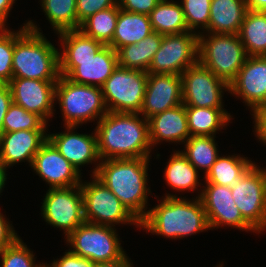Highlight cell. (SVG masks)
Returning a JSON list of instances; mask_svg holds the SVG:
<instances>
[{"mask_svg": "<svg viewBox=\"0 0 266 267\" xmlns=\"http://www.w3.org/2000/svg\"><path fill=\"white\" fill-rule=\"evenodd\" d=\"M96 123L101 160L151 157L149 122L143 115L108 111Z\"/></svg>", "mask_w": 266, "mask_h": 267, "instance_id": "6da1fadb", "label": "cell"}, {"mask_svg": "<svg viewBox=\"0 0 266 267\" xmlns=\"http://www.w3.org/2000/svg\"><path fill=\"white\" fill-rule=\"evenodd\" d=\"M160 203L147 210L140 228L157 236L177 240L210 230L206 212L200 198H182L166 193Z\"/></svg>", "mask_w": 266, "mask_h": 267, "instance_id": "7a4b0ae2", "label": "cell"}, {"mask_svg": "<svg viewBox=\"0 0 266 267\" xmlns=\"http://www.w3.org/2000/svg\"><path fill=\"white\" fill-rule=\"evenodd\" d=\"M149 162L150 157L101 160L96 174L139 221L148 212Z\"/></svg>", "mask_w": 266, "mask_h": 267, "instance_id": "3957f363", "label": "cell"}, {"mask_svg": "<svg viewBox=\"0 0 266 267\" xmlns=\"http://www.w3.org/2000/svg\"><path fill=\"white\" fill-rule=\"evenodd\" d=\"M14 31L13 78L58 80L59 51L33 20ZM59 50V51H58Z\"/></svg>", "mask_w": 266, "mask_h": 267, "instance_id": "277c9868", "label": "cell"}, {"mask_svg": "<svg viewBox=\"0 0 266 267\" xmlns=\"http://www.w3.org/2000/svg\"><path fill=\"white\" fill-rule=\"evenodd\" d=\"M55 101L64 126H79L95 119L98 122L108 112L100 87L74 83L63 75L56 82Z\"/></svg>", "mask_w": 266, "mask_h": 267, "instance_id": "5b68a950", "label": "cell"}, {"mask_svg": "<svg viewBox=\"0 0 266 267\" xmlns=\"http://www.w3.org/2000/svg\"><path fill=\"white\" fill-rule=\"evenodd\" d=\"M246 58L238 34L198 33V61L228 85Z\"/></svg>", "mask_w": 266, "mask_h": 267, "instance_id": "8992f818", "label": "cell"}, {"mask_svg": "<svg viewBox=\"0 0 266 267\" xmlns=\"http://www.w3.org/2000/svg\"><path fill=\"white\" fill-rule=\"evenodd\" d=\"M80 186L83 195L85 222L96 225L115 227L119 224H129L140 228V221L112 193V191L96 176Z\"/></svg>", "mask_w": 266, "mask_h": 267, "instance_id": "52a82bcc", "label": "cell"}, {"mask_svg": "<svg viewBox=\"0 0 266 267\" xmlns=\"http://www.w3.org/2000/svg\"><path fill=\"white\" fill-rule=\"evenodd\" d=\"M72 253L94 264L120 259L126 251L121 246L115 227L84 222L66 238Z\"/></svg>", "mask_w": 266, "mask_h": 267, "instance_id": "ba28073f", "label": "cell"}, {"mask_svg": "<svg viewBox=\"0 0 266 267\" xmlns=\"http://www.w3.org/2000/svg\"><path fill=\"white\" fill-rule=\"evenodd\" d=\"M147 78V72L118 65L101 87L107 110L140 114Z\"/></svg>", "mask_w": 266, "mask_h": 267, "instance_id": "9c48e42d", "label": "cell"}, {"mask_svg": "<svg viewBox=\"0 0 266 267\" xmlns=\"http://www.w3.org/2000/svg\"><path fill=\"white\" fill-rule=\"evenodd\" d=\"M258 166L254 163L230 188L243 218L261 233L266 230V167Z\"/></svg>", "mask_w": 266, "mask_h": 267, "instance_id": "30bf717a", "label": "cell"}, {"mask_svg": "<svg viewBox=\"0 0 266 267\" xmlns=\"http://www.w3.org/2000/svg\"><path fill=\"white\" fill-rule=\"evenodd\" d=\"M41 202L43 220L63 230L65 238L85 222L81 186L49 188Z\"/></svg>", "mask_w": 266, "mask_h": 267, "instance_id": "8fae6325", "label": "cell"}, {"mask_svg": "<svg viewBox=\"0 0 266 267\" xmlns=\"http://www.w3.org/2000/svg\"><path fill=\"white\" fill-rule=\"evenodd\" d=\"M198 33L163 35L147 73L181 75L198 62Z\"/></svg>", "mask_w": 266, "mask_h": 267, "instance_id": "7c38bea8", "label": "cell"}, {"mask_svg": "<svg viewBox=\"0 0 266 267\" xmlns=\"http://www.w3.org/2000/svg\"><path fill=\"white\" fill-rule=\"evenodd\" d=\"M182 95L185 106L223 108L224 91L229 85L199 61L182 74Z\"/></svg>", "mask_w": 266, "mask_h": 267, "instance_id": "4fadbf2b", "label": "cell"}, {"mask_svg": "<svg viewBox=\"0 0 266 267\" xmlns=\"http://www.w3.org/2000/svg\"><path fill=\"white\" fill-rule=\"evenodd\" d=\"M118 66V54L104 45L95 56L59 58V73L78 84L102 87Z\"/></svg>", "mask_w": 266, "mask_h": 267, "instance_id": "5bb4252c", "label": "cell"}, {"mask_svg": "<svg viewBox=\"0 0 266 267\" xmlns=\"http://www.w3.org/2000/svg\"><path fill=\"white\" fill-rule=\"evenodd\" d=\"M203 187L196 197L200 198L203 203L210 230L229 226L246 232L258 233L243 218L234 202L230 187L217 184H206Z\"/></svg>", "mask_w": 266, "mask_h": 267, "instance_id": "9a60e30c", "label": "cell"}, {"mask_svg": "<svg viewBox=\"0 0 266 267\" xmlns=\"http://www.w3.org/2000/svg\"><path fill=\"white\" fill-rule=\"evenodd\" d=\"M228 93L242 98L252 113L261 111L266 106V56H247Z\"/></svg>", "mask_w": 266, "mask_h": 267, "instance_id": "2e32d148", "label": "cell"}, {"mask_svg": "<svg viewBox=\"0 0 266 267\" xmlns=\"http://www.w3.org/2000/svg\"><path fill=\"white\" fill-rule=\"evenodd\" d=\"M58 80L12 78L8 83L13 103L40 116L47 124L55 113V89Z\"/></svg>", "mask_w": 266, "mask_h": 267, "instance_id": "e0dca14e", "label": "cell"}, {"mask_svg": "<svg viewBox=\"0 0 266 267\" xmlns=\"http://www.w3.org/2000/svg\"><path fill=\"white\" fill-rule=\"evenodd\" d=\"M66 131L48 134V140L56 147L62 156L70 162L79 173L80 168L89 163H95L91 177L96 176L100 156L98 153L96 132L90 134L77 133L75 130L78 126H64ZM99 160V162H98ZM98 162V163H96ZM81 166V167H80Z\"/></svg>", "mask_w": 266, "mask_h": 267, "instance_id": "ac0fdd59", "label": "cell"}, {"mask_svg": "<svg viewBox=\"0 0 266 267\" xmlns=\"http://www.w3.org/2000/svg\"><path fill=\"white\" fill-rule=\"evenodd\" d=\"M31 168L49 184V188H67L82 182V173H79L49 140L36 153Z\"/></svg>", "mask_w": 266, "mask_h": 267, "instance_id": "d6986e66", "label": "cell"}, {"mask_svg": "<svg viewBox=\"0 0 266 267\" xmlns=\"http://www.w3.org/2000/svg\"><path fill=\"white\" fill-rule=\"evenodd\" d=\"M183 103L181 75L148 73L140 114L147 120Z\"/></svg>", "mask_w": 266, "mask_h": 267, "instance_id": "ffe728a7", "label": "cell"}, {"mask_svg": "<svg viewBox=\"0 0 266 267\" xmlns=\"http://www.w3.org/2000/svg\"><path fill=\"white\" fill-rule=\"evenodd\" d=\"M47 130H20L0 134V163L7 169L20 162L31 166L41 146L48 140Z\"/></svg>", "mask_w": 266, "mask_h": 267, "instance_id": "44dd1931", "label": "cell"}, {"mask_svg": "<svg viewBox=\"0 0 266 267\" xmlns=\"http://www.w3.org/2000/svg\"><path fill=\"white\" fill-rule=\"evenodd\" d=\"M151 146L161 142L185 143L191 136L188 129L186 106L182 103L148 119Z\"/></svg>", "mask_w": 266, "mask_h": 267, "instance_id": "7402d4cb", "label": "cell"}, {"mask_svg": "<svg viewBox=\"0 0 266 267\" xmlns=\"http://www.w3.org/2000/svg\"><path fill=\"white\" fill-rule=\"evenodd\" d=\"M247 10L245 0H212L208 27L198 32L238 34Z\"/></svg>", "mask_w": 266, "mask_h": 267, "instance_id": "603a6c76", "label": "cell"}, {"mask_svg": "<svg viewBox=\"0 0 266 267\" xmlns=\"http://www.w3.org/2000/svg\"><path fill=\"white\" fill-rule=\"evenodd\" d=\"M153 32L149 15L119 8L115 32L109 44L116 52L123 46L140 42Z\"/></svg>", "mask_w": 266, "mask_h": 267, "instance_id": "cb8c5ba5", "label": "cell"}, {"mask_svg": "<svg viewBox=\"0 0 266 267\" xmlns=\"http://www.w3.org/2000/svg\"><path fill=\"white\" fill-rule=\"evenodd\" d=\"M163 35L152 32L140 42L121 47L118 51V65L124 68L147 72L159 50Z\"/></svg>", "mask_w": 266, "mask_h": 267, "instance_id": "d4e9b609", "label": "cell"}, {"mask_svg": "<svg viewBox=\"0 0 266 267\" xmlns=\"http://www.w3.org/2000/svg\"><path fill=\"white\" fill-rule=\"evenodd\" d=\"M186 115L191 136H215L232 119L225 108L186 106Z\"/></svg>", "mask_w": 266, "mask_h": 267, "instance_id": "484cf974", "label": "cell"}, {"mask_svg": "<svg viewBox=\"0 0 266 267\" xmlns=\"http://www.w3.org/2000/svg\"><path fill=\"white\" fill-rule=\"evenodd\" d=\"M153 32L162 35L182 34L190 31L185 21L182 4L174 0H161L149 14Z\"/></svg>", "mask_w": 266, "mask_h": 267, "instance_id": "4316f807", "label": "cell"}, {"mask_svg": "<svg viewBox=\"0 0 266 267\" xmlns=\"http://www.w3.org/2000/svg\"><path fill=\"white\" fill-rule=\"evenodd\" d=\"M170 156L164 170L167 186L180 192H190L200 187L199 171L188 161L183 153L178 150L174 151Z\"/></svg>", "mask_w": 266, "mask_h": 267, "instance_id": "83f0119b", "label": "cell"}, {"mask_svg": "<svg viewBox=\"0 0 266 267\" xmlns=\"http://www.w3.org/2000/svg\"><path fill=\"white\" fill-rule=\"evenodd\" d=\"M238 36L247 56H266V12L247 10Z\"/></svg>", "mask_w": 266, "mask_h": 267, "instance_id": "f1b7e54d", "label": "cell"}, {"mask_svg": "<svg viewBox=\"0 0 266 267\" xmlns=\"http://www.w3.org/2000/svg\"><path fill=\"white\" fill-rule=\"evenodd\" d=\"M253 164L248 157H242L240 154L219 156L202 178H205V184L232 187Z\"/></svg>", "mask_w": 266, "mask_h": 267, "instance_id": "f546056e", "label": "cell"}, {"mask_svg": "<svg viewBox=\"0 0 266 267\" xmlns=\"http://www.w3.org/2000/svg\"><path fill=\"white\" fill-rule=\"evenodd\" d=\"M216 136H190L181 151L188 161L199 171L207 174L219 155Z\"/></svg>", "mask_w": 266, "mask_h": 267, "instance_id": "4dcf8cb0", "label": "cell"}, {"mask_svg": "<svg viewBox=\"0 0 266 267\" xmlns=\"http://www.w3.org/2000/svg\"><path fill=\"white\" fill-rule=\"evenodd\" d=\"M119 5L96 12L87 18L81 25V30L86 36L109 45L115 32Z\"/></svg>", "mask_w": 266, "mask_h": 267, "instance_id": "1f68e13d", "label": "cell"}, {"mask_svg": "<svg viewBox=\"0 0 266 267\" xmlns=\"http://www.w3.org/2000/svg\"><path fill=\"white\" fill-rule=\"evenodd\" d=\"M58 38L62 42L59 58L92 57L104 46L101 42L86 36L79 29L60 32Z\"/></svg>", "mask_w": 266, "mask_h": 267, "instance_id": "d6a6232c", "label": "cell"}, {"mask_svg": "<svg viewBox=\"0 0 266 267\" xmlns=\"http://www.w3.org/2000/svg\"><path fill=\"white\" fill-rule=\"evenodd\" d=\"M39 2L56 34L77 29L76 0H41Z\"/></svg>", "mask_w": 266, "mask_h": 267, "instance_id": "836d02e7", "label": "cell"}, {"mask_svg": "<svg viewBox=\"0 0 266 267\" xmlns=\"http://www.w3.org/2000/svg\"><path fill=\"white\" fill-rule=\"evenodd\" d=\"M47 123L37 114L28 112L23 107L12 103L6 113L2 133L20 130H46Z\"/></svg>", "mask_w": 266, "mask_h": 267, "instance_id": "e575fe53", "label": "cell"}, {"mask_svg": "<svg viewBox=\"0 0 266 267\" xmlns=\"http://www.w3.org/2000/svg\"><path fill=\"white\" fill-rule=\"evenodd\" d=\"M33 251L18 237L11 245L0 251V267H42L36 264Z\"/></svg>", "mask_w": 266, "mask_h": 267, "instance_id": "d590c367", "label": "cell"}, {"mask_svg": "<svg viewBox=\"0 0 266 267\" xmlns=\"http://www.w3.org/2000/svg\"><path fill=\"white\" fill-rule=\"evenodd\" d=\"M212 0H181L184 17L188 29L196 32L201 29L203 32L208 27L210 17V6ZM196 30V31H195Z\"/></svg>", "mask_w": 266, "mask_h": 267, "instance_id": "8d00e7d4", "label": "cell"}, {"mask_svg": "<svg viewBox=\"0 0 266 267\" xmlns=\"http://www.w3.org/2000/svg\"><path fill=\"white\" fill-rule=\"evenodd\" d=\"M13 52L14 31L0 27V83L8 84L13 78Z\"/></svg>", "mask_w": 266, "mask_h": 267, "instance_id": "74e56055", "label": "cell"}, {"mask_svg": "<svg viewBox=\"0 0 266 267\" xmlns=\"http://www.w3.org/2000/svg\"><path fill=\"white\" fill-rule=\"evenodd\" d=\"M117 4L118 0H76L77 29L91 15Z\"/></svg>", "mask_w": 266, "mask_h": 267, "instance_id": "f35d334b", "label": "cell"}, {"mask_svg": "<svg viewBox=\"0 0 266 267\" xmlns=\"http://www.w3.org/2000/svg\"><path fill=\"white\" fill-rule=\"evenodd\" d=\"M161 0H118L119 8L131 12L149 15Z\"/></svg>", "mask_w": 266, "mask_h": 267, "instance_id": "ab89813d", "label": "cell"}, {"mask_svg": "<svg viewBox=\"0 0 266 267\" xmlns=\"http://www.w3.org/2000/svg\"><path fill=\"white\" fill-rule=\"evenodd\" d=\"M49 267H94V263L89 259L84 257H80L74 253H72L69 249L64 252V255L53 259L51 264H47Z\"/></svg>", "mask_w": 266, "mask_h": 267, "instance_id": "60d3db41", "label": "cell"}, {"mask_svg": "<svg viewBox=\"0 0 266 267\" xmlns=\"http://www.w3.org/2000/svg\"><path fill=\"white\" fill-rule=\"evenodd\" d=\"M18 237L13 225L0 211V251L11 245Z\"/></svg>", "mask_w": 266, "mask_h": 267, "instance_id": "b9f144b4", "label": "cell"}, {"mask_svg": "<svg viewBox=\"0 0 266 267\" xmlns=\"http://www.w3.org/2000/svg\"><path fill=\"white\" fill-rule=\"evenodd\" d=\"M12 103V92L9 84L0 83V134L2 133L4 117Z\"/></svg>", "mask_w": 266, "mask_h": 267, "instance_id": "7bdbcfd3", "label": "cell"}, {"mask_svg": "<svg viewBox=\"0 0 266 267\" xmlns=\"http://www.w3.org/2000/svg\"><path fill=\"white\" fill-rule=\"evenodd\" d=\"M254 119V134L255 136L266 145V113L256 112L251 114Z\"/></svg>", "mask_w": 266, "mask_h": 267, "instance_id": "ee69618b", "label": "cell"}, {"mask_svg": "<svg viewBox=\"0 0 266 267\" xmlns=\"http://www.w3.org/2000/svg\"><path fill=\"white\" fill-rule=\"evenodd\" d=\"M125 253L120 259L100 262L94 264V267H133V262L129 256Z\"/></svg>", "mask_w": 266, "mask_h": 267, "instance_id": "f6af8a7d", "label": "cell"}, {"mask_svg": "<svg viewBox=\"0 0 266 267\" xmlns=\"http://www.w3.org/2000/svg\"><path fill=\"white\" fill-rule=\"evenodd\" d=\"M16 0H0V27H6V19Z\"/></svg>", "mask_w": 266, "mask_h": 267, "instance_id": "bcb514c9", "label": "cell"}, {"mask_svg": "<svg viewBox=\"0 0 266 267\" xmlns=\"http://www.w3.org/2000/svg\"><path fill=\"white\" fill-rule=\"evenodd\" d=\"M248 10L266 12V0H245Z\"/></svg>", "mask_w": 266, "mask_h": 267, "instance_id": "7dc6e473", "label": "cell"}, {"mask_svg": "<svg viewBox=\"0 0 266 267\" xmlns=\"http://www.w3.org/2000/svg\"><path fill=\"white\" fill-rule=\"evenodd\" d=\"M7 169L0 163V194L2 193L3 189L5 188L6 181H7Z\"/></svg>", "mask_w": 266, "mask_h": 267, "instance_id": "c3c4849f", "label": "cell"}, {"mask_svg": "<svg viewBox=\"0 0 266 267\" xmlns=\"http://www.w3.org/2000/svg\"><path fill=\"white\" fill-rule=\"evenodd\" d=\"M261 112L266 113V106L261 110Z\"/></svg>", "mask_w": 266, "mask_h": 267, "instance_id": "681fc988", "label": "cell"}, {"mask_svg": "<svg viewBox=\"0 0 266 267\" xmlns=\"http://www.w3.org/2000/svg\"><path fill=\"white\" fill-rule=\"evenodd\" d=\"M222 263V264H221ZM217 267H223V261Z\"/></svg>", "mask_w": 266, "mask_h": 267, "instance_id": "f907efd6", "label": "cell"}, {"mask_svg": "<svg viewBox=\"0 0 266 267\" xmlns=\"http://www.w3.org/2000/svg\"><path fill=\"white\" fill-rule=\"evenodd\" d=\"M42 267H49L46 263H44V265Z\"/></svg>", "mask_w": 266, "mask_h": 267, "instance_id": "816d5d0a", "label": "cell"}]
</instances>
